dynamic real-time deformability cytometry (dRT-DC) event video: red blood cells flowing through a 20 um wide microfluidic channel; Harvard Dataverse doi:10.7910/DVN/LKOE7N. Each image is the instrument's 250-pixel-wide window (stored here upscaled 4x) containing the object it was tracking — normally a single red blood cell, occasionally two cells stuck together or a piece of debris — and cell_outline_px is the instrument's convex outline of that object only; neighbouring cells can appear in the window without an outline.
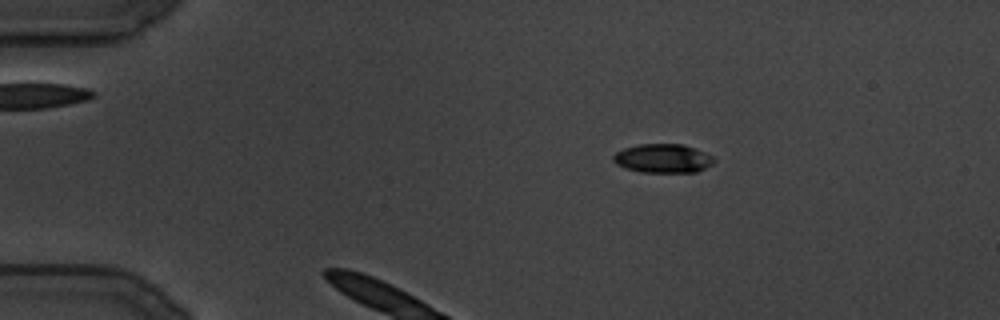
{"species": "common noctule bat (a hibernating species)", "species_latin": "Nyctalus noctula", "temperature_condition": "cold", "stored_images_in_passage": 10, "camera_frame_rate_fps": 3000, "um_per_image_px": 0.085, "animal": {"sex": "male", "body_mass_g": 19.5, "forearm_length_mm": 54.6}, "frame": {"image": 1, "passage_image": 1, "time_ms": 0.0, "image_size_px": [1000, 320], "cell_outline_px": [[716, 160], [712, 164], [696, 172], [640, 172], [624, 168], [616, 164], [612, 160], [612, 156], [616, 152], [624, 148], [640, 144], [684, 144], [704, 152], [712, 156]], "centroid_in_image_um": [56.32, 13.46], "position_along_channel_um": 28.7, "area_um2": 16.99}}